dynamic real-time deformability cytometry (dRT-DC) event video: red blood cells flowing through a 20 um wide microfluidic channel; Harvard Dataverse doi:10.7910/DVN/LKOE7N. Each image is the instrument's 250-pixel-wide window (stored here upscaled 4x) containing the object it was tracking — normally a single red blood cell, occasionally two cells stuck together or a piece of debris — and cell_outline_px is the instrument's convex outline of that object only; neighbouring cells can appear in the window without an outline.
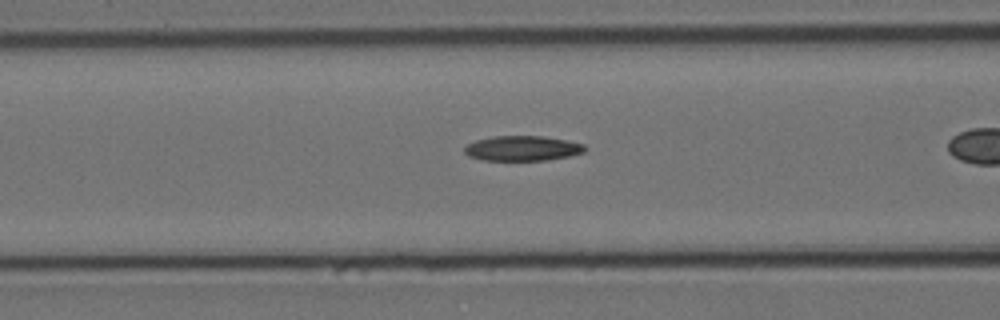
{"species": "Egyptian fruit bat (a non-hibernating species)", "species_latin": "Rousettus aegyptiacus", "temperature_condition": "cold", "stored_images_in_passage": 43, "camera_frame_rate_fps": 3000, "um_per_image_px": 0.085, "animal": {"sex": "female"}, "frame": {"image": 1, "passage_image": 21, "time_ms": 6.667, "image_size_px": [1000, 320], "cell_outline_px": [[588, 148], [584, 152], [568, 156], [548, 160], [484, 160], [468, 156], [464, 152], [464, 148], [468, 144], [476, 140], [496, 136], [544, 136], [584, 144]], "centroid_in_image_um": [44.42, 12.61], "position_along_channel_um": 122.2, "area_um2": 17.46}}
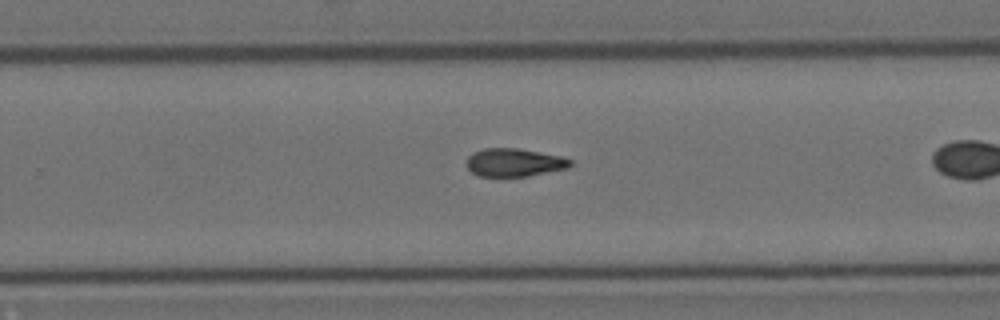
{"frame": {"image": 2, "passage_image": 35, "time_ms": 11.333, "image_size_px": [1000, 320], "cell_outline_px": [[572, 164], [568, 168], [528, 176], [480, 176], [472, 172], [468, 168], [468, 156], [472, 152], [484, 148], [516, 148], [560, 156], [572, 160]], "centroid_in_image_um": [43.71, 13.81], "position_along_channel_um": 286.1, "area_um2": 16.82}}
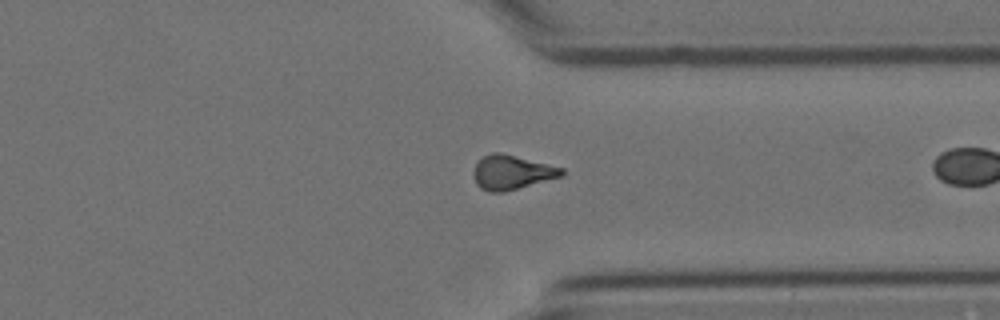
{"frame": {"image": 3, "passage_image": 42, "time_ms": 13.667, "image_size_px": [1000, 320], "cell_outline_px": [[564, 176], [504, 192], [488, 192], [480, 188], [476, 184], [472, 172], [476, 164], [484, 156], [492, 152], [500, 152], [564, 168]], "centroid_in_image_um": [43.5, 14.66], "position_along_channel_um": 367.9, "area_um2": 17.69}}